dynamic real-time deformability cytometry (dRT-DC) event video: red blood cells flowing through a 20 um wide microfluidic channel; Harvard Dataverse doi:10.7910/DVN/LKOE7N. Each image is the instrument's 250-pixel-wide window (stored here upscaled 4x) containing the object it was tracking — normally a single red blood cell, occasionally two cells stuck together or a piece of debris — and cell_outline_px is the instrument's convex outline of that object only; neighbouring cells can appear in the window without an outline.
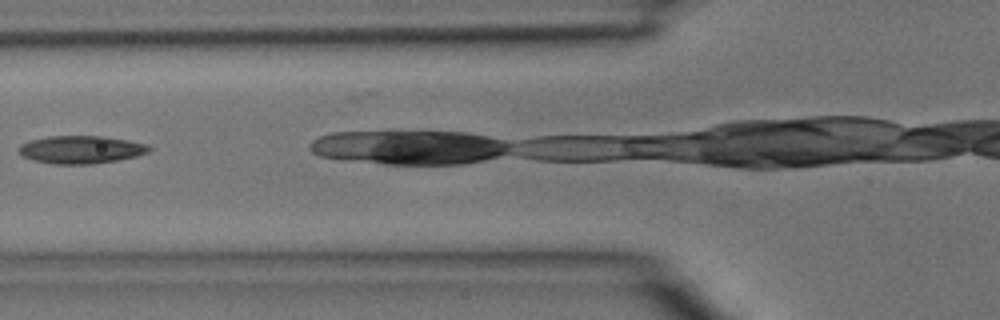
{"species": "common noctule bat (a hibernating species)", "species_latin": "Nyctalus noctula", "temperature_condition": "room temperature", "stored_images_in_passage": 4, "camera_frame_rate_fps": 3000, "um_per_image_px": 0.085, "animal": {"sex": "male", "body_mass_g": 15.6}, "frame": {"image": 1, "passage_image": 2, "time_ms": 0.333, "image_size_px": [1000, 320], "cell_outline_px": [[152, 148], [148, 152], [136, 156], [120, 160], [92, 164], [56, 164], [32, 160], [24, 156], [16, 148], [20, 144], [28, 140], [48, 136], [104, 136], [128, 140], [148, 144]], "centroid_in_image_um": [6.88, 12.71], "position_along_channel_um": 118.9, "area_um2": 21.33}}